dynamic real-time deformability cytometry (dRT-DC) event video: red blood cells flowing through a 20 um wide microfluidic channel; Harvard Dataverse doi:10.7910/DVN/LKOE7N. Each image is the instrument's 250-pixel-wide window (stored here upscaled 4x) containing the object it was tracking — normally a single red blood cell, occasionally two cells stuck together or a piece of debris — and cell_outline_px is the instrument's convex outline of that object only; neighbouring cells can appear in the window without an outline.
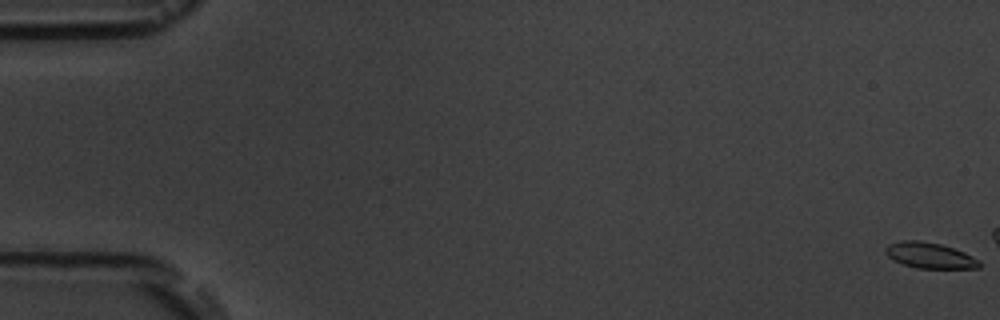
{"species": "common noctule bat (a hibernating species)", "species_latin": "Nyctalus noctula", "temperature_condition": "room temperature", "stored_images_in_passage": 5, "camera_frame_rate_fps": 3000, "um_per_image_px": 0.085, "animal": {"sex": "male", "body_mass_g": 19.5, "forearm_length_mm": 54.6}, "frame": {"image": 1, "passage_image": 1, "time_ms": 0.0, "image_size_px": [1000, 320], "cell_outline_px": [[980, 268], [916, 268], [892, 260], [884, 252], [884, 248], [888, 244], [900, 240], [920, 240], [940, 244], [964, 252], [980, 260]], "centroid_in_image_um": [78.99, 21.7], "position_along_channel_um": 6.0, "area_um2": 14.16}}